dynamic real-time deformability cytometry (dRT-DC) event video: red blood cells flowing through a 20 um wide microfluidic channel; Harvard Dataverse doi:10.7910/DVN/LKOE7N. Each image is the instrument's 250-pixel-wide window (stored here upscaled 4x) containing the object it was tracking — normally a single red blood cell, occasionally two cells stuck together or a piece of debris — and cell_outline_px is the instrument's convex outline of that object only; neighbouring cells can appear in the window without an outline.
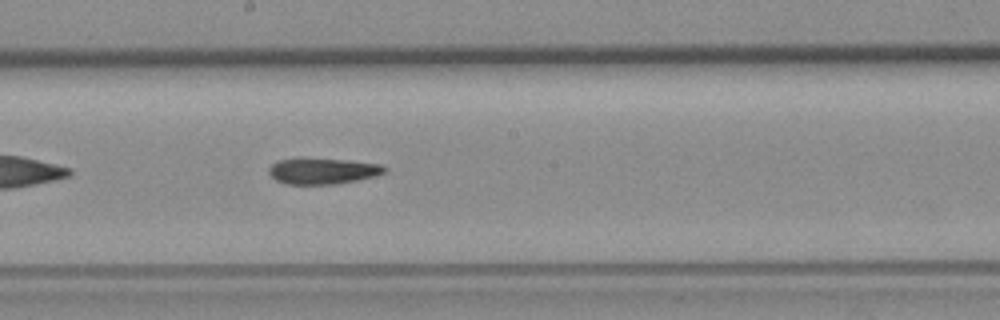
{"species": "common noctule bat (a hibernating species)", "species_latin": "Nyctalus noctula", "temperature_condition": "room temperature", "stored_images_in_passage": 28, "camera_frame_rate_fps": 3000, "um_per_image_px": 0.085, "animal": {"sex": "female", "body_mass_g": 19.3, "forearm_length_mm": 54.1}, "frame": {"image": 1, "passage_image": 13, "time_ms": 4.0, "image_size_px": [1000, 320], "cell_outline_px": [[388, 168], [384, 172], [376, 176], [336, 184], [284, 184], [276, 180], [268, 172], [268, 168], [276, 160], [304, 156], [344, 160], [380, 164]], "centroid_in_image_um": [27.37, 14.51], "position_along_channel_um": 220.8, "area_um2": 17.98}}
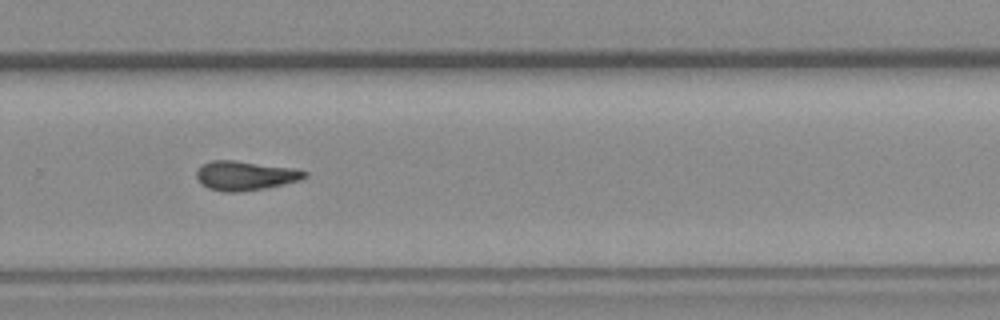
{"frame": {"image": 2, "passage_image": 20, "time_ms": 6.333, "image_size_px": [1000, 320], "cell_outline_px": [[308, 176], [300, 180], [264, 188], [244, 192], [224, 192], [208, 188], [196, 176], [196, 172], [204, 164], [212, 160], [232, 160], [296, 168], [308, 172]], "centroid_in_image_um": [20.89, 14.93], "position_along_channel_um": 308.9, "area_um2": 18.32}}